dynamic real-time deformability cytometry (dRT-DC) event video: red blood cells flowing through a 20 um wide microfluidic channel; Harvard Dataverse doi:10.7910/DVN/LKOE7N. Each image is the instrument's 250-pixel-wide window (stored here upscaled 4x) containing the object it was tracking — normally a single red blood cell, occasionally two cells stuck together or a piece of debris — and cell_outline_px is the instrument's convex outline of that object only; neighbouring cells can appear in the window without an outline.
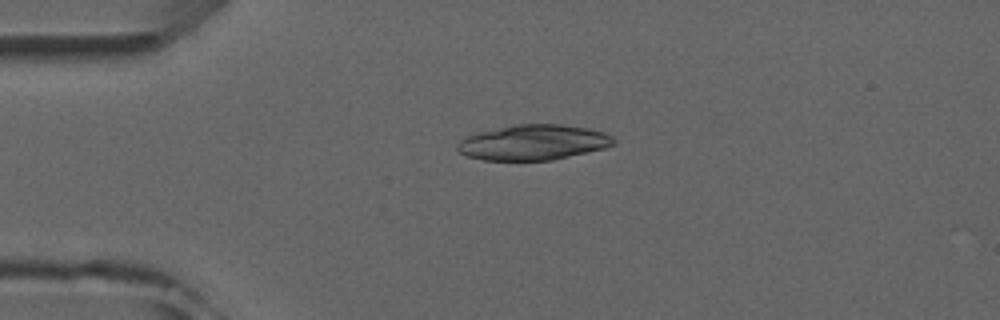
{"species": "common noctule bat (a hibernating species)", "species_latin": "Nyctalus noctula", "temperature_condition": "room temperature", "stored_images_in_passage": 3, "camera_frame_rate_fps": 3000, "um_per_image_px": 0.085, "animal": {"sex": "male", "forearm_length_mm": 52.5}, "frame": {"image": 1, "passage_image": 2, "time_ms": 2.0, "image_size_px": [1000, 320], "cell_outline_px": [[616, 144], [604, 148], [552, 160], [484, 160], [468, 156], [460, 152], [456, 148], [456, 144], [464, 136], [472, 132], [516, 124], [560, 124], [588, 128], [604, 132], [612, 136], [616, 140]], "centroid_in_image_um": [45.29, 12.09], "position_along_channel_um": 39.7, "area_um2": 32.43}}